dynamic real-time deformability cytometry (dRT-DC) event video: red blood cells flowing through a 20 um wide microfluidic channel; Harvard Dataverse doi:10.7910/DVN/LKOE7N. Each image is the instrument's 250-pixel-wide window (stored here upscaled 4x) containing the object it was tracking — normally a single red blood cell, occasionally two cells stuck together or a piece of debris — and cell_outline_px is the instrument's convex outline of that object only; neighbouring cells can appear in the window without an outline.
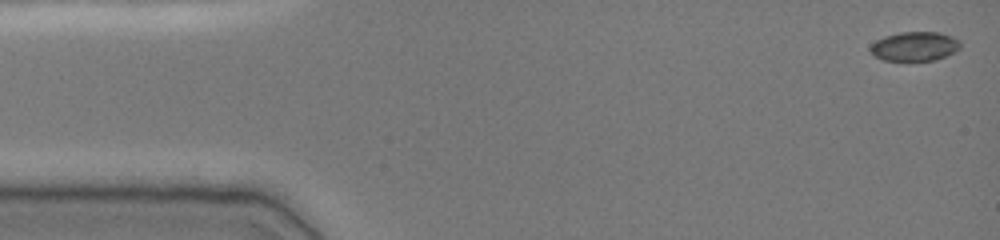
{"species": "common noctule bat (a hibernating species)", "species_latin": "Nyctalus noctula", "temperature_condition": "cold", "stored_images_in_passage": 49, "camera_frame_rate_fps": 3000, "um_per_image_px": 0.085, "animal": {"sex": "female", "body_mass_g": 19.0, "forearm_length_mm": 51.5}, "frame": {"image": 1, "passage_image": 1, "time_ms": 0.0, "image_size_px": [1000, 240], "cell_outline_px": [[960, 48], [936, 60], [884, 60], [876, 56], [868, 48], [876, 40], [884, 36], [900, 32], [940, 32], [952, 36], [960, 40]], "centroid_in_image_um": [77.75, 3.92], "position_along_channel_um": 7.2, "area_um2": 15.2}}
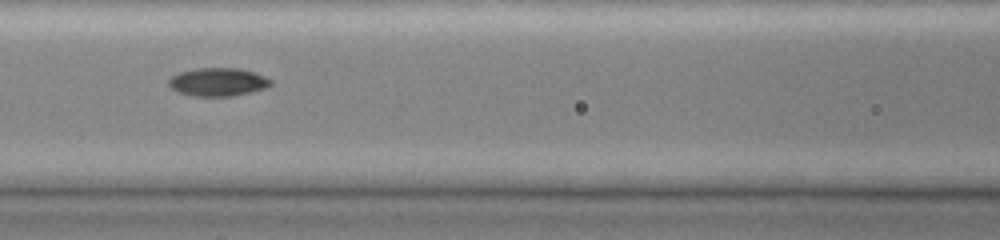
{"frame": {"image": 2, "passage_image": 21, "time_ms": 6.667, "image_size_px": [1000, 240], "cell_outline_px": [[272, 84], [264, 88], [232, 96], [192, 96], [180, 92], [172, 88], [168, 84], [168, 80], [172, 76], [180, 72], [200, 68], [240, 68], [264, 76], [272, 80]], "centroid_in_image_um": [18.52, 6.96], "position_along_channel_um": 148.1, "area_um2": 16.53}}
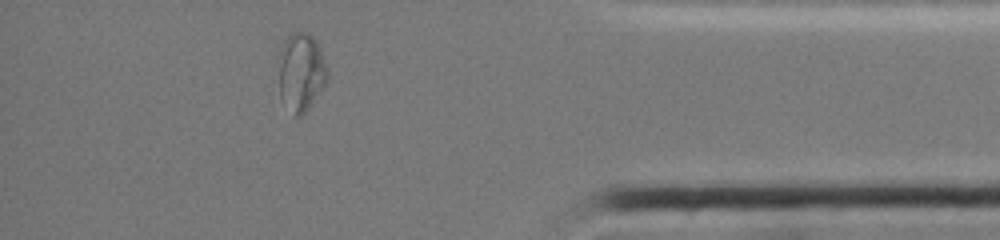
{"frame": {"image": 3, "passage_image": 43, "time_ms": 14.0, "image_size_px": [1000, 240], "cell_outline_px": [[328, 76], [324, 84], [308, 108], [300, 116], [292, 116], [280, 96], [280, 48], [284, 40], [292, 32], [308, 32], [312, 36], [320, 48], [328, 72]], "centroid_in_image_um": [25.58, 6.11], "position_along_channel_um": 409.6, "area_um2": 21.85}, "authors_computed_cell_mechanics": {"area_um2": 16.5886, "velocity_mm_per_s": 3.8671, "shape_relaxation_time_tau1_ms": 4.3952, "shape_relaxation_time_tau2_ms": 5.2971, "deformation_change_tau1": 0.158, "deformation_change_tau2": 0.0546}}